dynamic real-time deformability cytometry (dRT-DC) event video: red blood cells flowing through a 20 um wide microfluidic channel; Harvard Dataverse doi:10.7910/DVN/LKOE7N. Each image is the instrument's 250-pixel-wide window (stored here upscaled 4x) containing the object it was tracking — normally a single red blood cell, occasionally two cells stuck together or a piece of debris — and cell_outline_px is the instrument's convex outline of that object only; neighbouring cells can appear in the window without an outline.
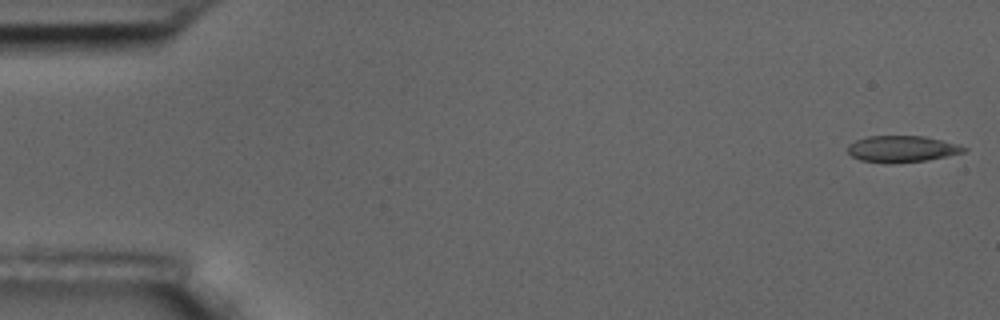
{"species": "common noctule bat (a hibernating species)", "species_latin": "Nyctalus noctula", "temperature_condition": "room temperature", "stored_images_in_passage": 57, "camera_frame_rate_fps": 3000, "um_per_image_px": 0.085, "animal": {"sex": "male", "body_mass_g": 17.5, "forearm_length_mm": 52.3}, "frame": {"image": 1, "passage_image": 1, "time_ms": 0.0, "image_size_px": [1000, 320], "cell_outline_px": [[968, 148], [964, 152], [928, 160], [892, 164], [888, 164], [860, 160], [852, 156], [848, 152], [848, 144], [856, 140], [868, 136], [924, 136], [940, 140]], "centroid_in_image_um": [76.61, 12.67], "position_along_channel_um": 8.4, "area_um2": 17.86}}
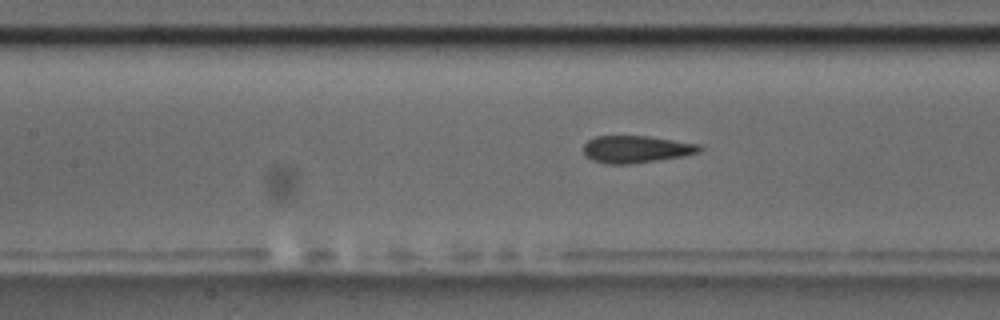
{"frame": {"image": 2, "passage_image": 25, "time_ms": 8.0, "image_size_px": [1000, 320], "cell_outline_px": [[704, 148], [700, 152], [684, 156], [628, 164], [608, 164], [592, 160], [584, 156], [584, 144], [588, 140], [596, 136], [648, 136], [700, 144]], "centroid_in_image_um": [54.08, 12.68], "position_along_channel_um": 153.3, "area_um2": 18.44}}
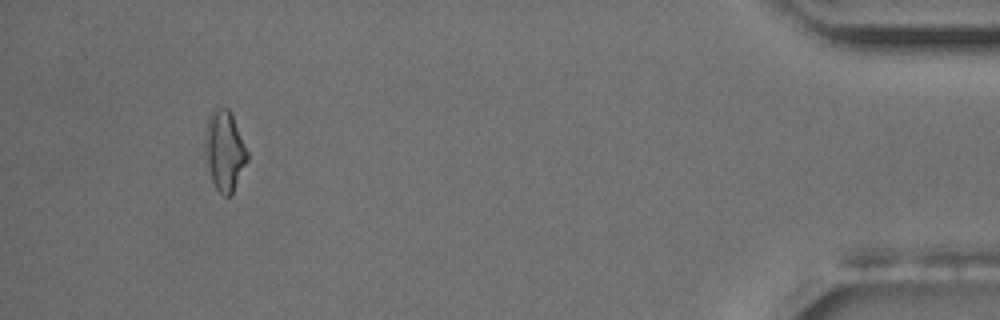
{"frame": {"image": 3, "passage_image": 53, "time_ms": 17.333, "image_size_px": [1000, 320], "cell_outline_px": [[248, 160], [232, 192], [228, 196], [224, 196], [216, 188], [212, 180], [204, 148], [204, 140], [208, 116], [212, 108], [216, 104], [228, 108], [232, 112], [248, 152]], "centroid_in_image_um": [19.08, 12.7], "position_along_channel_um": 416.1, "area_um2": 19.88}, "authors_computed_cell_mechanics": {"area_um2": 18.3226, "velocity_mm_per_s": 3.5416, "shape_relaxation_time_tau1_ms": 5.55, "shape_relaxation_time_tau2_ms": 1.609, "deformation_change_tau1": 0.1536, "deformation_change_tau2": 0.0787}}